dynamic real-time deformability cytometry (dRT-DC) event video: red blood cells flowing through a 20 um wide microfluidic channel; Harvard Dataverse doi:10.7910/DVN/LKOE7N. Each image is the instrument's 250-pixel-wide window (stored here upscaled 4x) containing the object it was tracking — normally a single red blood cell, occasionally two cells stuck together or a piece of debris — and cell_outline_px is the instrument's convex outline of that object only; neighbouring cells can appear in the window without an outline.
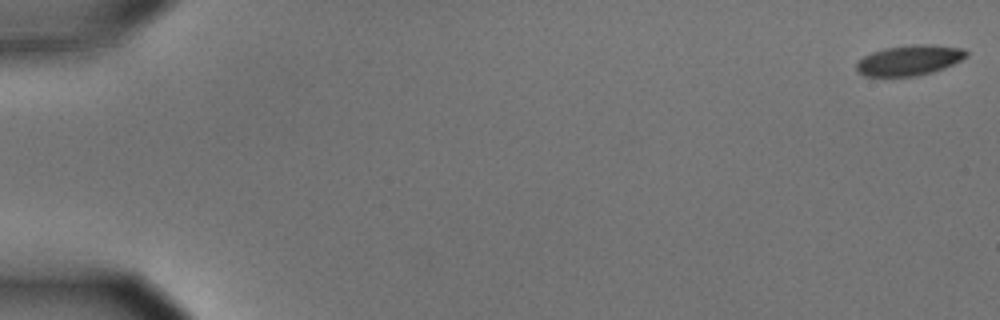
{"species": "common noctule bat (a hibernating species)", "species_latin": "Nyctalus noctula", "temperature_condition": "cold", "stored_images_in_passage": 58, "camera_frame_rate_fps": 3000, "um_per_image_px": 0.085, "animal": {"sex": "male", "body_mass_g": 15.6}, "frame": {"image": 1, "passage_image": 1, "time_ms": 0.0, "image_size_px": [1000, 320], "cell_outline_px": [[968, 56], [944, 68], [932, 72], [916, 76], [864, 76], [856, 68], [856, 64], [864, 56], [872, 52], [884, 48], [912, 44], [932, 44], [964, 48], [968, 52]], "centroid_in_image_um": [77.32, 5.11], "position_along_channel_um": 7.7, "area_um2": 19.42}}
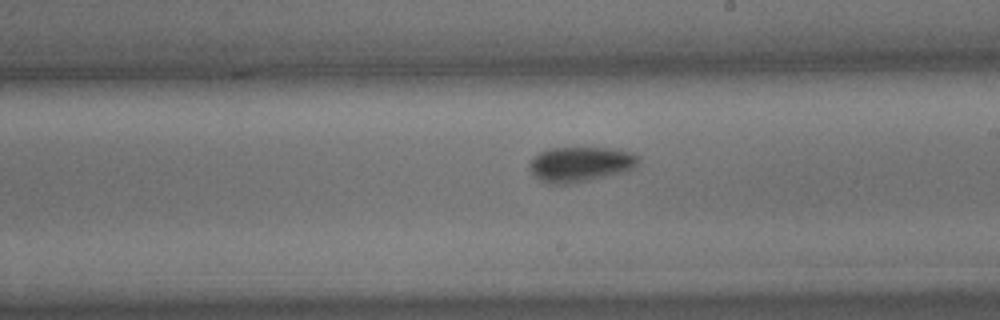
{"frame": {"image": 2, "passage_image": 34, "time_ms": 11.0, "image_size_px": [1000, 320], "cell_outline_px": [[640, 160], [636, 168], [628, 172], [568, 184], [544, 184], [528, 168], [528, 164], [540, 152], [552, 148], [620, 148], [632, 152], [640, 156]], "centroid_in_image_um": [49.41, 13.96], "position_along_channel_um": 239.6, "area_um2": 22.66}}
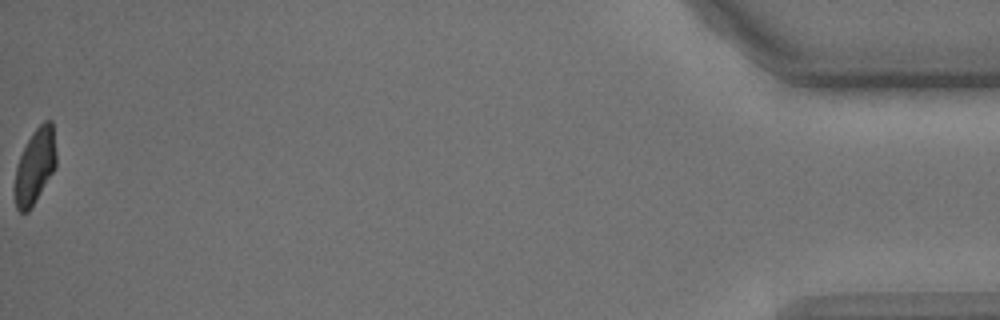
{"frame": {"image": 3, "passage_image": 58, "time_ms": 19.0, "image_size_px": [1000, 320], "cell_outline_px": [[56, 168], [36, 200], [28, 212], [20, 212], [16, 208], [16, 164], [32, 132], [44, 120], [52, 120], [56, 152]], "centroid_in_image_um": [3.01, 14.09], "position_along_channel_um": 432.2, "area_um2": 17.92}, "authors_computed_cell_mechanics": {"area_um2": 20.8369, "velocity_mm_per_s": 3.5419, "shape_relaxation_time_tau1_ms": 2.1435, "shape_relaxation_time_tau2_ms": 6.8393, "deformation_change_tau1": 0.0957, "deformation_change_tau2": 0.0864}}